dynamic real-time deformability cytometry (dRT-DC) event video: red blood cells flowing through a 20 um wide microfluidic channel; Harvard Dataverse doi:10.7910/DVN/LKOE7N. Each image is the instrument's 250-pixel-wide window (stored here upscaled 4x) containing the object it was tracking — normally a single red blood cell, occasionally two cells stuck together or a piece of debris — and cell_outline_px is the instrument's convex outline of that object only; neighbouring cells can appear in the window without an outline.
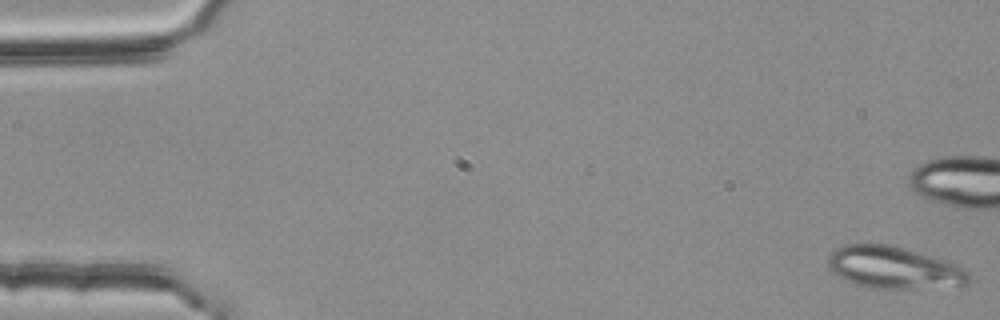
{"species": "common noctule bat (a hibernating species)", "species_latin": "Nyctalus noctula", "temperature_condition": "room temperature", "stored_images_in_passage": 53, "camera_frame_rate_fps": 3000, "um_per_image_px": 0.085, "animal": {"sex": "female", "body_mass_g": 25.1}, "frame": {"image": 1, "passage_image": 1, "time_ms": 0.0, "image_size_px": [1000, 320], "cell_outline_px": [[972, 280], [968, 284], [916, 288], [872, 288], [856, 284], [840, 276], [828, 268], [828, 256], [836, 248], [844, 244], [888, 244], [904, 248], [952, 264], [968, 272], [972, 276]], "centroid_in_image_um": [75.93, 22.74], "position_along_channel_um": 9.1, "area_um2": 33.7}}
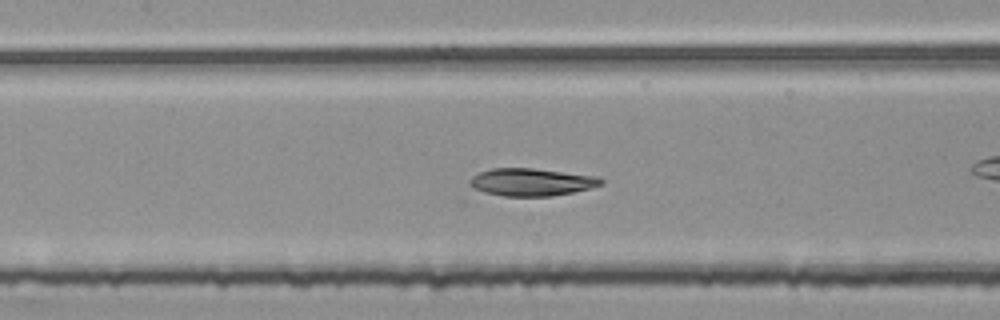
{"frame": {"image": 2, "passage_image": 25, "time_ms": 8.0, "image_size_px": [1000, 320], "cell_outline_px": [[604, 184], [572, 192], [552, 196], [504, 196], [484, 192], [472, 188], [468, 184], [468, 180], [472, 176], [480, 172], [492, 168], [532, 168], [600, 176], [604, 180]], "centroid_in_image_um": [45.17, 15.47], "position_along_channel_um": 162.2, "area_um2": 21.21}}
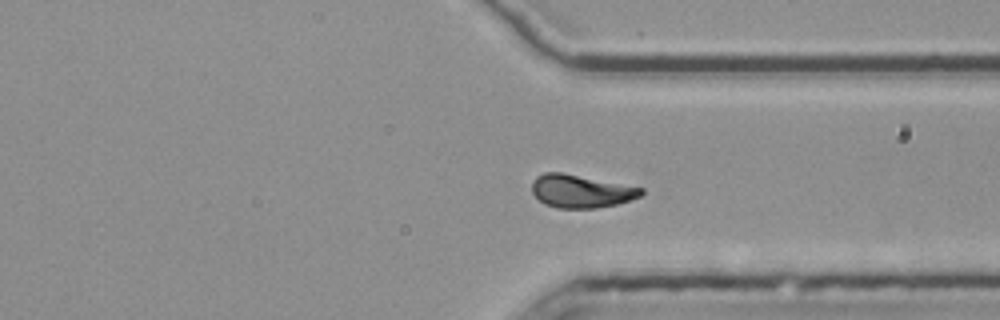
{"frame": {"image": 3, "passage_image": 41, "time_ms": 13.333, "image_size_px": [1000, 320], "cell_outline_px": [[644, 192], [640, 196], [632, 200], [616, 204], [596, 208], [556, 208], [544, 204], [532, 192], [532, 180], [536, 176], [544, 172], [560, 172], [644, 188]], "centroid_in_image_um": [49.37, 16.25], "position_along_channel_um": 362.0, "area_um2": 20.98}, "authors_computed_cell_mechanics": {"area_um2": 21.0392, "velocity_mm_per_s": 3.7544, "shape_relaxation_time_tau1_ms": 4.0869, "shape_relaxation_time_tau2_ms": 3.2405, "deformation_change_tau1": 0.1625, "deformation_change_tau2": 0.0602}}